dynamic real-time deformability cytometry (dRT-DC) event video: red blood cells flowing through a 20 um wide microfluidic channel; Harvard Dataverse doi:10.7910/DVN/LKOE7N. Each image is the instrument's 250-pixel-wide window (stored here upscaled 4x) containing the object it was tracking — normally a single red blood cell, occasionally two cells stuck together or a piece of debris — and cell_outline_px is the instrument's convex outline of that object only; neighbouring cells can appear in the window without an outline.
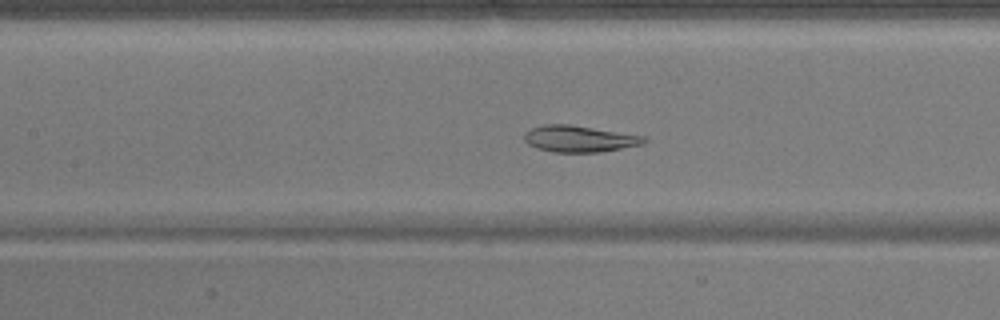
{"species": "common noctule bat (a hibernating species)", "species_latin": "Nyctalus noctula", "temperature_condition": "warm", "stored_images_in_passage": 52, "camera_frame_rate_fps": 3000, "um_per_image_px": 0.085, "animal": {"sex": "male", "body_mass_g": 17.9}, "frame": {"image": 1, "passage_image": 23, "time_ms": 7.333, "image_size_px": [1000, 320], "cell_outline_px": [[648, 140], [644, 144], [600, 152], [552, 152], [536, 148], [528, 144], [524, 140], [524, 132], [532, 128], [544, 124], [568, 124], [644, 136]], "centroid_in_image_um": [49.22, 11.8], "position_along_channel_um": 158.2, "area_um2": 18.44}}
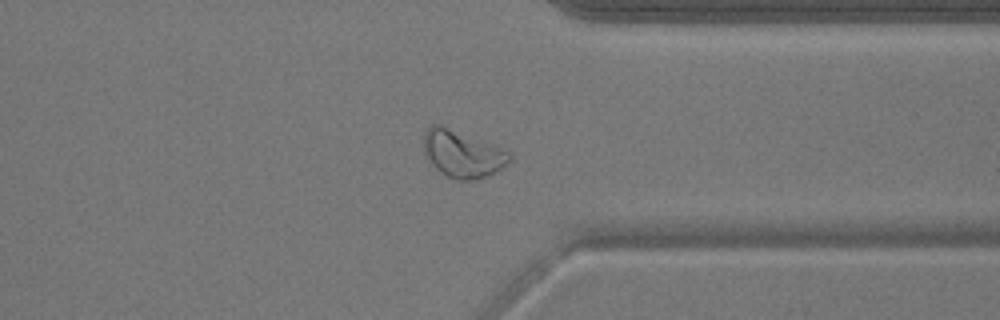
{"frame": {"image": 2, "passage_image": 40, "time_ms": 13.0, "image_size_px": [1000, 320], "cell_outline_px": [[512, 156], [504, 168], [488, 176], [476, 180], [456, 180], [440, 172], [432, 164], [424, 152], [424, 132], [432, 124], [440, 124], [512, 152]], "centroid_in_image_um": [39.33, 13.09], "position_along_channel_um": 372.1, "area_um2": 23.52}}
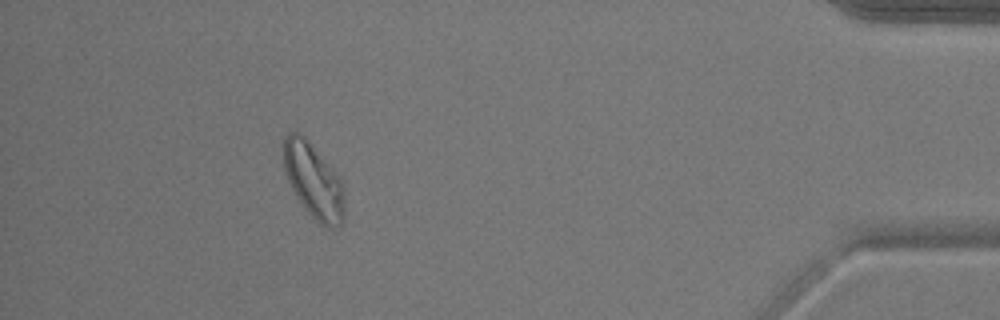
{"frame": {"image": 3, "passage_image": 47, "time_ms": 15.333, "image_size_px": [1000, 320], "cell_outline_px": [[344, 220], [340, 224], [332, 228], [328, 228], [320, 224], [304, 208], [296, 196], [288, 180], [284, 168], [284, 136], [288, 132], [296, 132], [304, 136], [308, 140], [344, 184]], "centroid_in_image_um": [26.66, 15.39], "position_along_channel_um": 408.5, "area_um2": 26.3}, "authors_computed_cell_mechanics": {"area_um2": 23.8425, "velocity_mm_per_s": 3.8235, "shape_relaxation_time_tau1_ms": 3.7001, "shape_relaxation_time_tau2_ms": 2.2686, "deformation_change_tau1": 0.1192, "deformation_change_tau2": 0.0435}}